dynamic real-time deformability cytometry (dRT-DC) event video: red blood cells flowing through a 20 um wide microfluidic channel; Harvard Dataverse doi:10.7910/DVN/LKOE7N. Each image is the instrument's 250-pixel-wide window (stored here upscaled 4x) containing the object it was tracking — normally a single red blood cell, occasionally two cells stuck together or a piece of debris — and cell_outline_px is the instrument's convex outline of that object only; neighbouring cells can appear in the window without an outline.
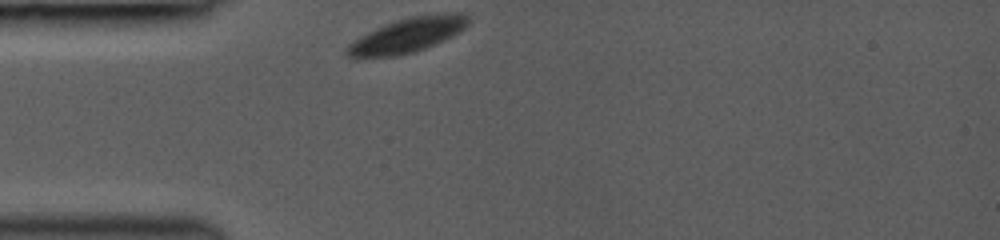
{"species": "common noctule bat (a hibernating species)", "species_latin": "Nyctalus noctula", "temperature_condition": "room temperature", "stored_images_in_passage": 31, "camera_frame_rate_fps": 3000, "um_per_image_px": 0.085, "animal": {"sex": "female", "body_mass_g": 19.0, "forearm_length_mm": 53.3}, "frame": {"image": 1, "passage_image": 1, "time_ms": 0.0, "image_size_px": [1000, 240], "cell_outline_px": [[468, 24], [460, 32], [444, 40], [424, 48], [412, 52], [396, 56], [360, 60], [356, 60], [348, 56], [344, 52], [344, 48], [348, 44], [360, 36], [384, 24], [396, 20], [412, 16], [444, 12], [460, 12], [468, 16]], "centroid_in_image_um": [34.55, 3.02], "position_along_channel_um": 50.4, "area_um2": 25.03}}
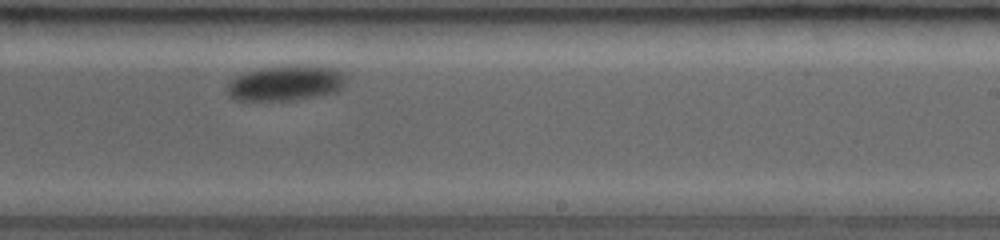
{"frame": {"image": 2, "passage_image": 19, "time_ms": 6.0, "image_size_px": [1000, 240], "cell_outline_px": [[344, 84], [336, 92], [316, 96], [292, 100], [232, 100], [228, 96], [228, 84], [236, 76], [244, 72], [260, 68], [296, 64], [304, 64], [336, 68], [344, 76]], "centroid_in_image_um": [24.27, 7.05], "position_along_channel_um": 264.7, "area_um2": 24.57}}
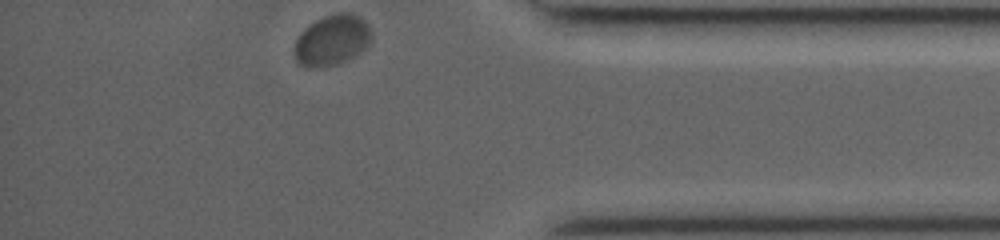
{"frame": {"image": 3, "passage_image": 31, "time_ms": 10.0, "image_size_px": [1000, 240], "cell_outline_px": [[372, 40], [360, 52], [336, 64], [312, 68], [308, 68], [300, 64], [296, 60], [296, 40], [304, 28], [316, 20], [324, 16], [336, 12], [352, 12], [360, 16], [368, 24], [372, 32]], "centroid_in_image_um": [28.25, 3.37], "position_along_channel_um": 406.9, "area_um2": 22.6}, "authors_computed_cell_mechanics": {"area_um2": 25.2586, "velocity_mm_per_s": 3.7724, "shape_relaxation_time_tau1_ms": 1.4503, "shape_relaxation_time_tau2_ms": null, "deformation_change_tau1": 0.0358, "deformation_change_tau2": null}}